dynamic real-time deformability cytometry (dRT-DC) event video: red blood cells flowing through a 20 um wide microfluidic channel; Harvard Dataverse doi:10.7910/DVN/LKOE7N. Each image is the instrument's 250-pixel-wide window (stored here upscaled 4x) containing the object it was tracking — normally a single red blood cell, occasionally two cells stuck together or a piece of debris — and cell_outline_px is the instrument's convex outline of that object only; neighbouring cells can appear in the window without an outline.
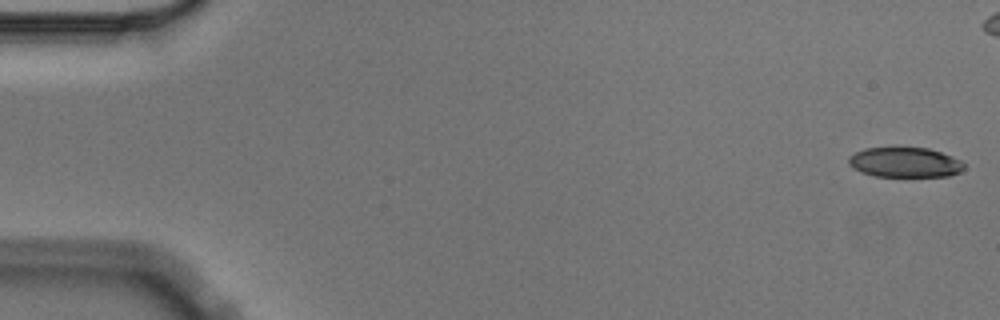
{"species": "Egyptian fruit bat (a non-hibernating species)", "species_latin": "Rousettus aegyptiacus", "temperature_condition": "cold", "stored_images_in_passage": 6, "camera_frame_rate_fps": 3000, "um_per_image_px": 0.085, "animal": {"sex": "male"}, "frame": {"image": 1, "passage_image": 1, "time_ms": 0.0, "image_size_px": [1000, 320], "cell_outline_px": [[964, 168], [960, 172], [948, 176], [876, 176], [860, 172], [848, 164], [848, 156], [864, 148], [892, 144], [896, 144], [928, 148], [952, 156], [960, 160], [964, 164]], "centroid_in_image_um": [76.86, 13.74], "position_along_channel_um": 8.1, "area_um2": 21.04}}
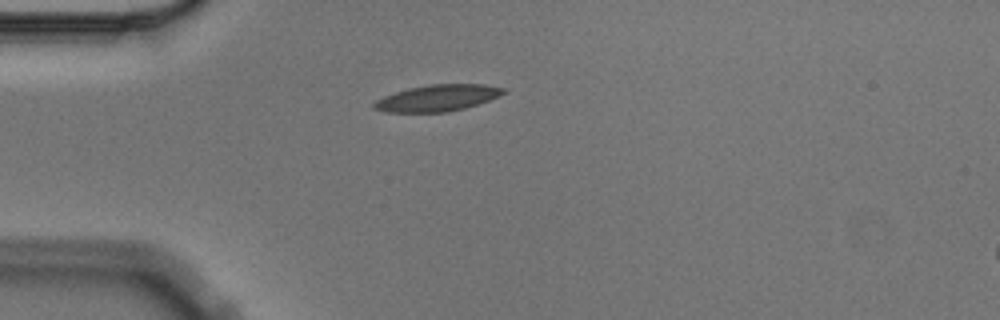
{"frame": {"image": 2, "passage_image": 6, "time_ms": 1.667, "image_size_px": [1000, 320], "cell_outline_px": [[508, 92], [500, 96], [464, 108], [448, 112], [384, 112], [372, 108], [372, 104], [376, 100], [384, 96], [408, 88], [428, 84], [484, 84], [504, 88]], "centroid_in_image_um": [37.18, 8.32], "position_along_channel_um": 47.8, "area_um2": 20.0}}